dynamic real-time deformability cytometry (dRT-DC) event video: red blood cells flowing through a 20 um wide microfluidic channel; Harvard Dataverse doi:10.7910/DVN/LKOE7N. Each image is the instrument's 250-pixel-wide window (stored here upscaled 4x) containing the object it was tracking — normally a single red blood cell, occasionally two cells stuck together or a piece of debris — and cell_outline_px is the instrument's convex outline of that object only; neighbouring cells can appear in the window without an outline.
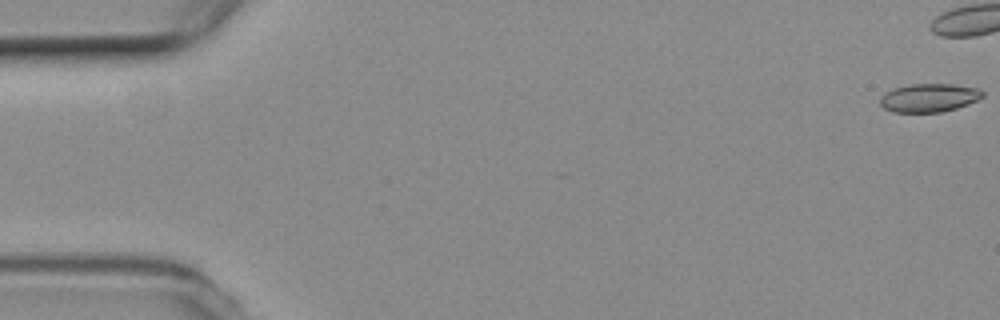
{"species": "common noctule bat (a hibernating species)", "species_latin": "Nyctalus noctula", "temperature_condition": "room temperature", "stored_images_in_passage": 6, "camera_frame_rate_fps": 3000, "um_per_image_px": 0.085, "animal": {"sex": "female", "body_mass_g": 19.3, "forearm_length_mm": 54.1}, "frame": {"image": 1, "passage_image": 1, "time_ms": 0.0, "image_size_px": [1000, 320], "cell_outline_px": [[984, 96], [968, 104], [956, 108], [940, 112], [892, 112], [884, 108], [880, 104], [880, 96], [884, 92], [892, 88], [908, 84], [952, 84], [976, 88], [984, 92]], "centroid_in_image_um": [78.92, 8.3], "position_along_channel_um": 6.1, "area_um2": 17.05}}